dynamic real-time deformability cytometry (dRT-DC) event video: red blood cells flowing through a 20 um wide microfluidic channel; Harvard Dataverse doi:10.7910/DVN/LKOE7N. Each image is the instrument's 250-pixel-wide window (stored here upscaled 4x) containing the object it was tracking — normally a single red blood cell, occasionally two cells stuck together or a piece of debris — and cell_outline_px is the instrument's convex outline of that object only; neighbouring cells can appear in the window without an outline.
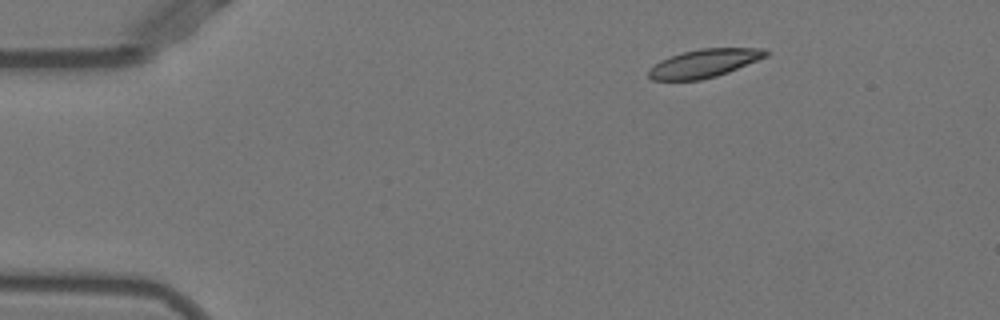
{"species": "Egyptian fruit bat (a non-hibernating species)", "species_latin": "Rousettus aegyptiacus", "temperature_condition": "warm", "stored_images_in_passage": 35, "camera_frame_rate_fps": 3000, "um_per_image_px": 0.085, "animal": {"sex": "female"}, "frame": {"image": 1, "passage_image": 1, "time_ms": 0.0, "image_size_px": [1000, 320], "cell_outline_px": [[768, 56], [728, 72], [716, 76], [700, 80], [652, 80], [648, 76], [648, 72], [660, 60], [668, 56], [700, 48], [760, 48], [768, 52]], "centroid_in_image_um": [59.85, 5.38], "position_along_channel_um": 25.1, "area_um2": 19.13}}
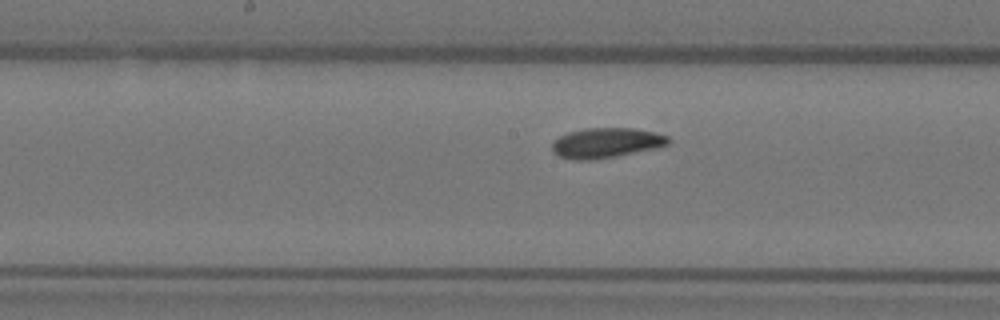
{"frame": {"image": 2, "passage_image": 20, "time_ms": 6.333, "image_size_px": [1000, 320], "cell_outline_px": [[672, 144], [660, 148], [616, 156], [592, 160], [572, 160], [556, 156], [552, 152], [552, 140], [568, 132], [584, 128], [632, 128], [652, 132], [668, 136], [672, 140]], "centroid_in_image_um": [51.53, 12.16], "position_along_channel_um": 196.7, "area_um2": 20.81}}
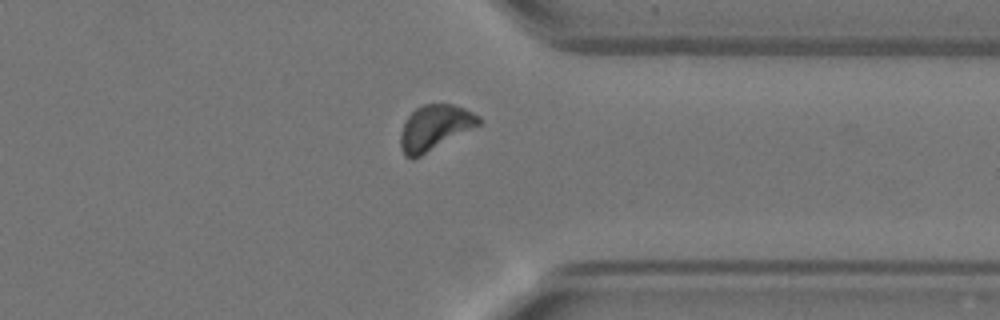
{"frame": {"image": 3, "passage_image": 34, "time_ms": 11.0, "image_size_px": [1000, 320], "cell_outline_px": [[484, 120], [480, 124], [420, 156], [412, 160], [404, 156], [400, 148], [400, 132], [408, 116], [416, 108], [424, 104], [452, 104], [464, 108], [480, 116]], "centroid_in_image_um": [36.93, 10.85], "position_along_channel_um": 374.5, "area_um2": 20.52}}